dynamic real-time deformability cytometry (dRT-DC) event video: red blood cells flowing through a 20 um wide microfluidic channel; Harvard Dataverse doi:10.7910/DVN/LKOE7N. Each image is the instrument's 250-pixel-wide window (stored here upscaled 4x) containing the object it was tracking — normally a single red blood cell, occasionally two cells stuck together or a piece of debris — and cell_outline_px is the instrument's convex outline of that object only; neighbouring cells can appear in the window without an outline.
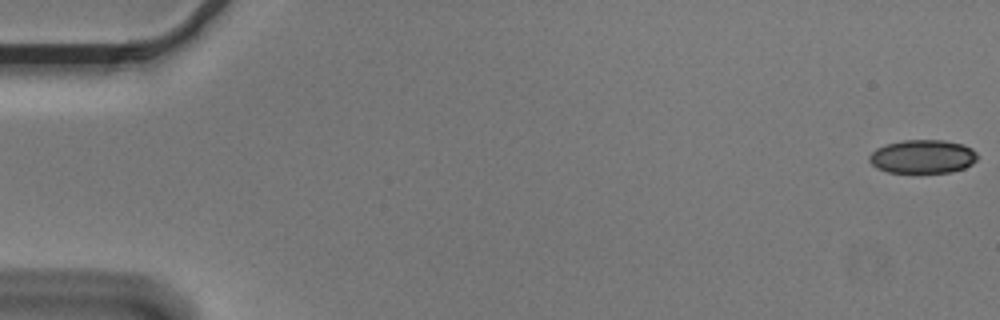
{"species": "Egyptian fruit bat (a non-hibernating species)", "species_latin": "Rousettus aegyptiacus", "temperature_condition": "cold", "stored_images_in_passage": 56, "camera_frame_rate_fps": 3000, "um_per_image_px": 0.085, "animal": {"sex": "male"}, "frame": {"image": 1, "passage_image": 1, "time_ms": 0.0, "image_size_px": [1000, 320], "cell_outline_px": [[976, 160], [972, 164], [964, 168], [952, 172], [920, 176], [888, 172], [876, 168], [868, 160], [868, 156], [876, 148], [888, 144], [904, 140], [944, 140], [964, 144], [972, 148], [976, 152]], "centroid_in_image_um": [78.42, 13.36], "position_along_channel_um": 6.6, "area_um2": 22.08}}
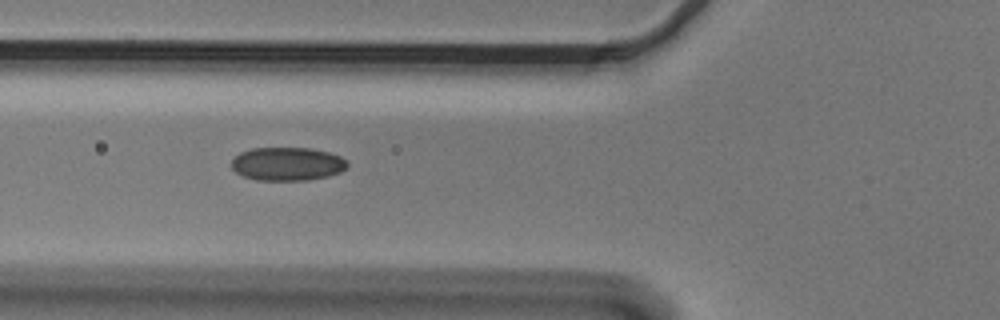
{"frame": {"image": 2, "passage_image": 21, "time_ms": 6.667, "image_size_px": [1000, 320], "cell_outline_px": [[348, 168], [340, 172], [328, 176], [308, 180], [256, 180], [244, 176], [236, 172], [232, 168], [232, 160], [240, 152], [252, 148], [312, 148], [328, 152], [340, 156], [348, 160]], "centroid_in_image_um": [24.46, 13.93], "position_along_channel_um": 101.3, "area_um2": 22.66}}
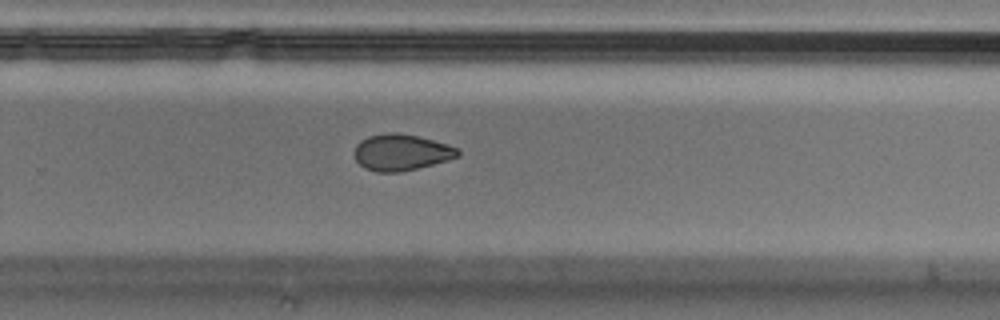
{"frame": {"image": 3, "passage_image": 37, "time_ms": 12.0, "image_size_px": [1000, 320], "cell_outline_px": [[460, 156], [448, 160], [400, 172], [376, 172], [364, 168], [356, 160], [356, 144], [360, 140], [368, 136], [388, 132], [396, 132], [416, 136], [448, 144], [456, 148], [460, 152]], "centroid_in_image_um": [34.1, 12.95], "position_along_channel_um": 295.7, "area_um2": 21.73}, "authors_computed_cell_mechanics": {"area_um2": 22.6865, "velocity_mm_per_s": 3.6338, "shape_relaxation_time_tau1_ms": null, "shape_relaxation_time_tau2_ms": 4.6934, "deformation_change_tau1": null, "deformation_change_tau2": 0.0896}}